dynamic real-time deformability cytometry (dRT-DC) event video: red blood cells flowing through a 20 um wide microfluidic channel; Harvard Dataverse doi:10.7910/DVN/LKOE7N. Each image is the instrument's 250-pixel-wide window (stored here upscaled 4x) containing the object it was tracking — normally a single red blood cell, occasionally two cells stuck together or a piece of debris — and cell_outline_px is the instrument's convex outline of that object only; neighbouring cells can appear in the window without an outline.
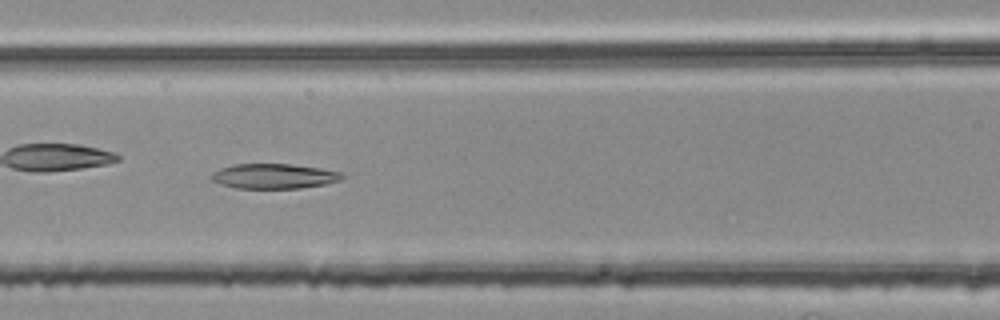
{"species": "common noctule bat (a hibernating species)", "species_latin": "Nyctalus noctula", "temperature_condition": "room temperature", "stored_images_in_passage": 25, "camera_frame_rate_fps": 3000, "um_per_image_px": 0.085, "animal": {"sex": "female", "body_mass_g": 25.1}, "frame": {"image": 1, "passage_image": 7, "time_ms": 2.0, "image_size_px": [1000, 320], "cell_outline_px": [[344, 176], [340, 180], [328, 184], [300, 188], [236, 188], [220, 184], [212, 180], [212, 172], [220, 168], [236, 164], [292, 164], [320, 168], [340, 172]], "centroid_in_image_um": [23.3, 14.97], "position_along_channel_um": 143.3, "area_um2": 18.96}}
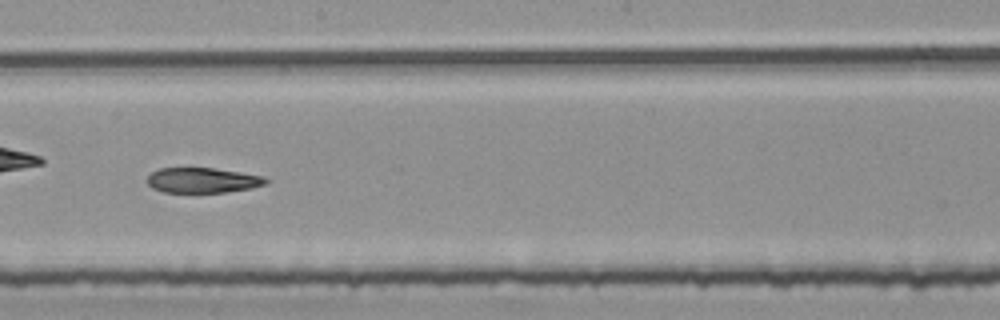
{"frame": {"image": 2, "passage_image": 14, "time_ms": 4.333, "image_size_px": [1000, 320], "cell_outline_px": [[268, 184], [252, 188], [224, 192], [164, 192], [152, 188], [148, 184], [148, 176], [152, 172], [160, 168], [212, 168], [264, 176], [268, 180]], "centroid_in_image_um": [17.24, 15.32], "position_along_channel_um": 231.0, "area_um2": 17.28}}
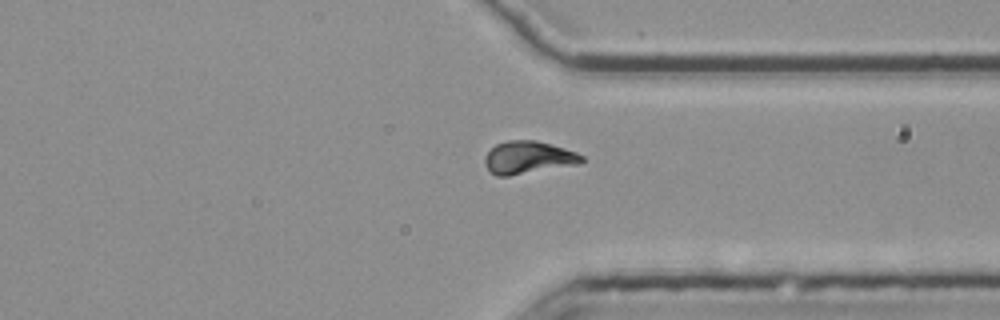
{"frame": {"image": 3, "passage_image": 23, "time_ms": 7.333, "image_size_px": [1000, 320], "cell_outline_px": [[584, 160], [580, 164], [508, 176], [496, 176], [484, 164], [484, 156], [496, 144], [508, 140], [536, 140], [552, 144], [576, 152], [584, 156]], "centroid_in_image_um": [44.91, 13.38], "position_along_channel_um": 366.5, "area_um2": 18.5}}